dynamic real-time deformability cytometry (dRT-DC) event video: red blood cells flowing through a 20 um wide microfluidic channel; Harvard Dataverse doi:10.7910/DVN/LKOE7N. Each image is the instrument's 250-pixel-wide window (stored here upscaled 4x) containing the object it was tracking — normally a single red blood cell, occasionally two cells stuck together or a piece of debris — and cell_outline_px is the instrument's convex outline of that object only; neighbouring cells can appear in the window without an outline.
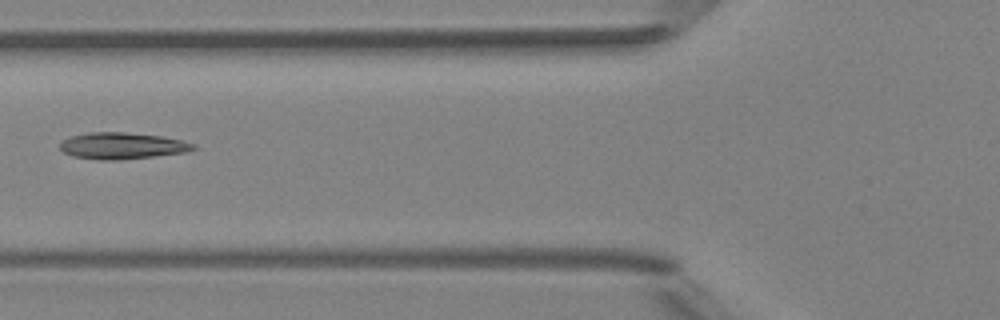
{"species": "Egyptian fruit bat (a non-hibernating species)", "species_latin": "Rousettus aegyptiacus", "temperature_condition": "room temperature", "stored_images_in_passage": 3, "camera_frame_rate_fps": 3000, "um_per_image_px": 0.085, "animal": {"sex": "female"}, "frame": {"image": 1, "passage_image": 3, "time_ms": 2.0, "image_size_px": [1000, 320], "cell_outline_px": [[196, 148], [188, 152], [116, 160], [100, 160], [72, 156], [64, 152], [60, 148], [60, 140], [72, 136], [88, 132], [124, 132], [160, 136], [180, 140], [196, 144]], "centroid_in_image_um": [10.36, 12.39], "position_along_channel_um": 115.4, "area_um2": 20.52}}